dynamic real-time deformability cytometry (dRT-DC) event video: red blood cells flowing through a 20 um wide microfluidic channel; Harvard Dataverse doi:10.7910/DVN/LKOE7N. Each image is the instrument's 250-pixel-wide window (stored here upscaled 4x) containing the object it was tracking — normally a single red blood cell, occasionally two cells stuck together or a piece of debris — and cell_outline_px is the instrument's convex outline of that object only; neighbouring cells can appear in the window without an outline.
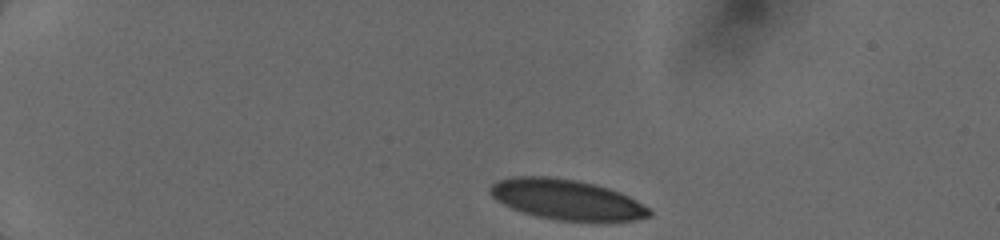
{"species": "human", "species_latin": "Homo sapiens", "temperature_condition": "cold", "stored_images_in_passage": 14, "camera_frame_rate_fps": 3000, "um_per_image_px": 0.085, "donor": {"sex": "female"}, "frame": {"image": 1, "passage_image": 1, "time_ms": 0.0, "image_size_px": [1000, 240], "cell_outline_px": [[652, 216], [636, 220], [560, 220], [536, 216], [520, 212], [496, 200], [488, 192], [488, 188], [492, 184], [500, 180], [512, 176], [548, 176], [576, 180], [596, 184], [620, 192], [636, 200], [648, 208], [652, 212]], "centroid_in_image_um": [48.13, 16.94], "position_along_channel_um": 36.9, "area_um2": 37.17}}